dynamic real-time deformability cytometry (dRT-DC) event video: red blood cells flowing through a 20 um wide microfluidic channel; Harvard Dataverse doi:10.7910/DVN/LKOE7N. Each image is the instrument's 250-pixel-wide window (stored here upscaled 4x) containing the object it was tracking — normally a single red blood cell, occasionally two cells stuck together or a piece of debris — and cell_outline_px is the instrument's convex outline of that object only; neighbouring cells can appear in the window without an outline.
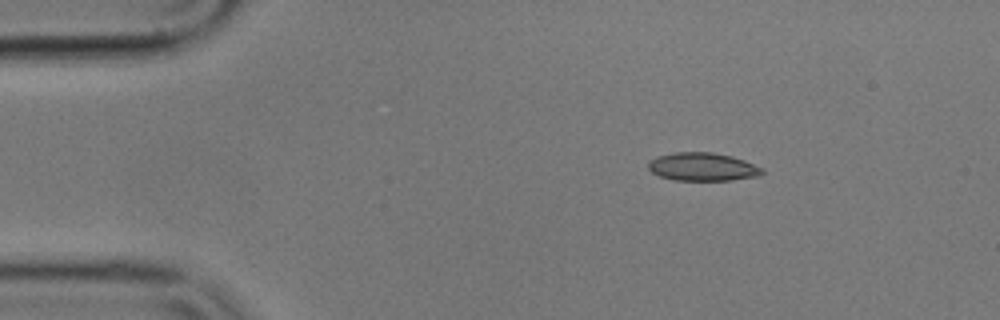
{"species": "common noctule bat (a hibernating species)", "species_latin": "Nyctalus noctula", "temperature_condition": "cold", "stored_images_in_passage": 47, "camera_frame_rate_fps": 3000, "um_per_image_px": 0.085, "animal": {"sex": "male", "body_mass_g": 17.9}, "frame": {"image": 1, "passage_image": 1, "time_ms": 0.0, "image_size_px": [1000, 320], "cell_outline_px": [[764, 172], [760, 176], [732, 180], [672, 180], [660, 176], [652, 172], [648, 168], [648, 160], [656, 156], [676, 152], [712, 152], [732, 156], [744, 160], [764, 168]], "centroid_in_image_um": [59.73, 14.18], "position_along_channel_um": 25.3, "area_um2": 18.9}}
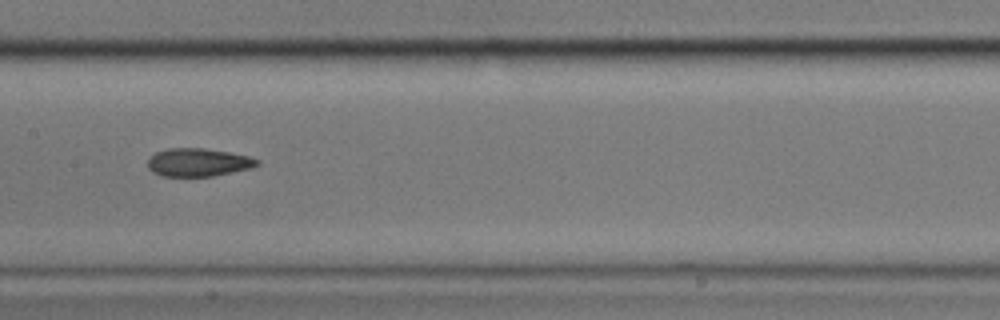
{"frame": {"image": 2, "passage_image": 20, "time_ms": 6.333, "image_size_px": [1000, 320], "cell_outline_px": [[260, 164], [252, 168], [212, 176], [160, 176], [152, 172], [148, 168], [148, 160], [156, 152], [168, 148], [204, 148], [228, 152], [248, 156], [260, 160]], "centroid_in_image_um": [16.85, 13.8], "position_along_channel_um": 190.5, "area_um2": 17.92}}
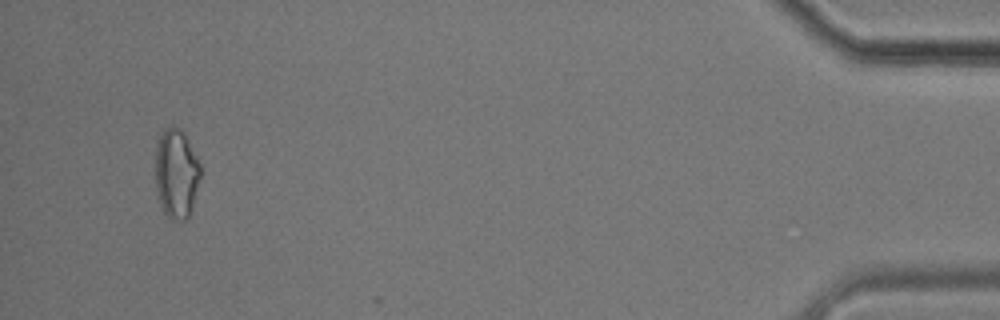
{"frame": {"image": 3, "passage_image": 46, "time_ms": 15.0, "image_size_px": [1000, 320], "cell_outline_px": [[200, 176], [192, 204], [188, 216], [184, 220], [172, 220], [164, 212], [160, 204], [156, 188], [156, 144], [160, 132], [164, 128], [172, 124], [180, 128], [184, 132], [200, 164]], "centroid_in_image_um": [14.96, 14.68], "position_along_channel_um": 420.2, "area_um2": 23.41}, "authors_computed_cell_mechanics": {"area_um2": 18.7272, "velocity_mm_per_s": 3.5375, "shape_relaxation_time_tau1_ms": 7.9082, "shape_relaxation_time_tau2_ms": 3.9028, "deformation_change_tau1": 0.1351, "deformation_change_tau2": 0.1132}}